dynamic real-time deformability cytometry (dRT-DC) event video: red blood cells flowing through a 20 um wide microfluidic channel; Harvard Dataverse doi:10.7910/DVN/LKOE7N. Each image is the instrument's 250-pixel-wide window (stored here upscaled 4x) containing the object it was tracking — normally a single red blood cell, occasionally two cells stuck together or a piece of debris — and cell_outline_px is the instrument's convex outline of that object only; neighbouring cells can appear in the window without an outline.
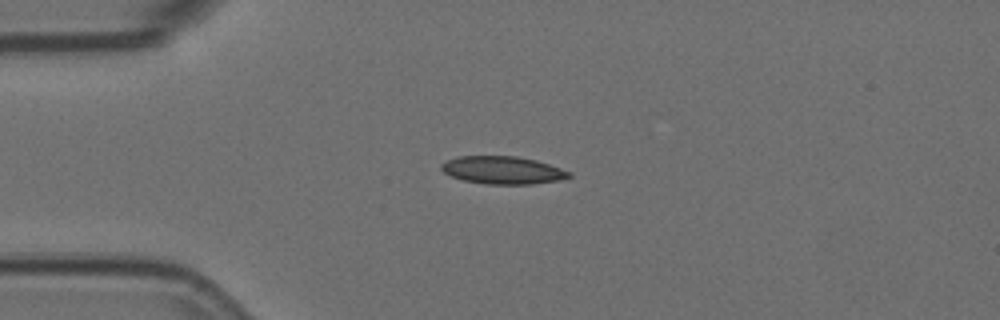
{"species": "Egyptian fruit bat (a non-hibernating species)", "species_latin": "Rousettus aegyptiacus", "temperature_condition": "room temperature", "stored_images_in_passage": 5, "camera_frame_rate_fps": 3000, "um_per_image_px": 0.085, "animal": {"sex": "female"}, "frame": {"image": 1, "passage_image": 3, "time_ms": 0.667, "image_size_px": [1000, 320], "cell_outline_px": [[572, 176], [560, 180], [532, 184], [484, 184], [464, 180], [452, 176], [444, 172], [440, 168], [440, 164], [444, 160], [456, 156], [516, 156], [536, 160], [572, 172]], "centroid_in_image_um": [42.71, 14.46], "position_along_channel_um": 42.3, "area_um2": 20.75}}
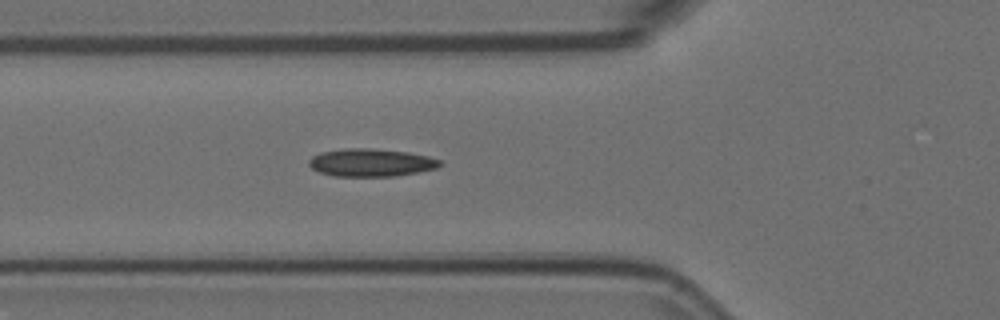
{"frame": {"image": 2, "passage_image": 5, "time_ms": 1.333, "image_size_px": [1000, 320], "cell_outline_px": [[444, 164], [436, 168], [396, 176], [332, 176], [320, 172], [312, 168], [308, 164], [308, 160], [312, 156], [320, 152], [344, 148], [372, 148], [408, 152], [428, 156], [440, 160]], "centroid_in_image_um": [31.52, 13.81], "position_along_channel_um": 94.3, "area_um2": 21.33}}